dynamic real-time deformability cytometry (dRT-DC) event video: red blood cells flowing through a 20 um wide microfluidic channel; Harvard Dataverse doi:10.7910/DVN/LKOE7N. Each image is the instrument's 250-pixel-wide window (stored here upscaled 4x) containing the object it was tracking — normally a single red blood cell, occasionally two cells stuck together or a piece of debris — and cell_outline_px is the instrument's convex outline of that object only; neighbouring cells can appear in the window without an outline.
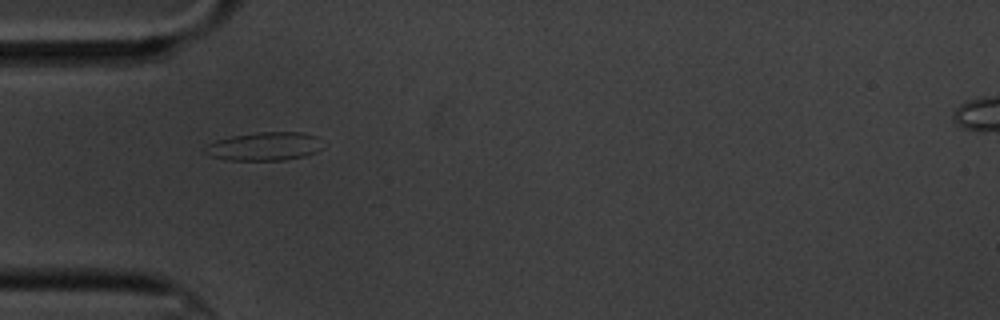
{"species": "common noctule bat (a hibernating species)", "species_latin": "Nyctalus noctula", "temperature_condition": "cold", "stored_images_in_passage": 7, "camera_frame_rate_fps": 3000, "um_per_image_px": 0.085, "animal": {"sex": "male", "body_mass_g": 20.1, "forearm_length_mm": 53.5}, "frame": {"image": 1, "passage_image": 6, "time_ms": 6.667, "image_size_px": [1000, 320], "cell_outline_px": [[320, 148], [316, 152], [304, 156], [284, 160], [224, 160], [212, 156], [204, 152], [208, 144], [216, 140], [232, 136], [256, 132], [304, 132], [316, 136]], "centroid_in_image_um": [22.45, 12.44], "position_along_channel_um": 62.6, "area_um2": 19.31}}
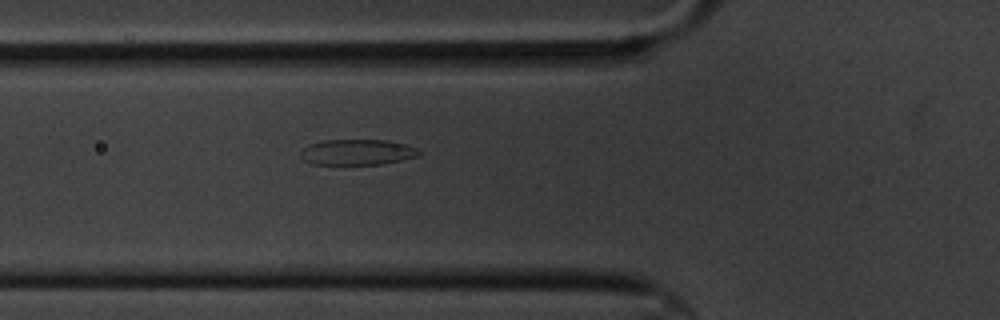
{"frame": {"image": 2, "passage_image": 7, "time_ms": 7.667, "image_size_px": [1000, 320], "cell_outline_px": [[420, 156], [380, 164], [312, 164], [304, 160], [300, 156], [300, 152], [308, 144], [320, 140], [388, 140], [404, 144], [416, 148], [420, 152]], "centroid_in_image_um": [30.33, 12.92], "position_along_channel_um": 95.5, "area_um2": 17.69}}